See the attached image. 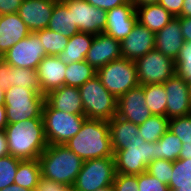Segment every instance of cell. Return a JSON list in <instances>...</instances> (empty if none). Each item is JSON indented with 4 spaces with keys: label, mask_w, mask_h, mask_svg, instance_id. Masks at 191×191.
<instances>
[{
    "label": "cell",
    "mask_w": 191,
    "mask_h": 191,
    "mask_svg": "<svg viewBox=\"0 0 191 191\" xmlns=\"http://www.w3.org/2000/svg\"><path fill=\"white\" fill-rule=\"evenodd\" d=\"M4 131L9 155L21 160L38 159L48 146L42 118L8 124Z\"/></svg>",
    "instance_id": "obj_1"
},
{
    "label": "cell",
    "mask_w": 191,
    "mask_h": 191,
    "mask_svg": "<svg viewBox=\"0 0 191 191\" xmlns=\"http://www.w3.org/2000/svg\"><path fill=\"white\" fill-rule=\"evenodd\" d=\"M65 145L83 161L114 157L108 121L86 119Z\"/></svg>",
    "instance_id": "obj_2"
},
{
    "label": "cell",
    "mask_w": 191,
    "mask_h": 191,
    "mask_svg": "<svg viewBox=\"0 0 191 191\" xmlns=\"http://www.w3.org/2000/svg\"><path fill=\"white\" fill-rule=\"evenodd\" d=\"M41 176L72 187L81 171L83 160L65 144L48 145L38 158Z\"/></svg>",
    "instance_id": "obj_3"
},
{
    "label": "cell",
    "mask_w": 191,
    "mask_h": 191,
    "mask_svg": "<svg viewBox=\"0 0 191 191\" xmlns=\"http://www.w3.org/2000/svg\"><path fill=\"white\" fill-rule=\"evenodd\" d=\"M87 119L109 121L117 115V98L95 76L78 87Z\"/></svg>",
    "instance_id": "obj_4"
},
{
    "label": "cell",
    "mask_w": 191,
    "mask_h": 191,
    "mask_svg": "<svg viewBox=\"0 0 191 191\" xmlns=\"http://www.w3.org/2000/svg\"><path fill=\"white\" fill-rule=\"evenodd\" d=\"M8 124L26 119L42 118L45 95L38 91L12 86L5 92Z\"/></svg>",
    "instance_id": "obj_5"
},
{
    "label": "cell",
    "mask_w": 191,
    "mask_h": 191,
    "mask_svg": "<svg viewBox=\"0 0 191 191\" xmlns=\"http://www.w3.org/2000/svg\"><path fill=\"white\" fill-rule=\"evenodd\" d=\"M42 119L48 145H60L78 133L87 117L53 109L45 101Z\"/></svg>",
    "instance_id": "obj_6"
},
{
    "label": "cell",
    "mask_w": 191,
    "mask_h": 191,
    "mask_svg": "<svg viewBox=\"0 0 191 191\" xmlns=\"http://www.w3.org/2000/svg\"><path fill=\"white\" fill-rule=\"evenodd\" d=\"M116 173L139 175L146 172L151 161L157 159L156 142H147L139 135L123 150H113Z\"/></svg>",
    "instance_id": "obj_7"
},
{
    "label": "cell",
    "mask_w": 191,
    "mask_h": 191,
    "mask_svg": "<svg viewBox=\"0 0 191 191\" xmlns=\"http://www.w3.org/2000/svg\"><path fill=\"white\" fill-rule=\"evenodd\" d=\"M96 76L117 99L139 85L135 61L123 57L98 69Z\"/></svg>",
    "instance_id": "obj_8"
},
{
    "label": "cell",
    "mask_w": 191,
    "mask_h": 191,
    "mask_svg": "<svg viewBox=\"0 0 191 191\" xmlns=\"http://www.w3.org/2000/svg\"><path fill=\"white\" fill-rule=\"evenodd\" d=\"M116 176L114 157L96 158L83 161L72 188L75 191H95L112 185Z\"/></svg>",
    "instance_id": "obj_9"
},
{
    "label": "cell",
    "mask_w": 191,
    "mask_h": 191,
    "mask_svg": "<svg viewBox=\"0 0 191 191\" xmlns=\"http://www.w3.org/2000/svg\"><path fill=\"white\" fill-rule=\"evenodd\" d=\"M139 85L161 84L175 72V61L156 49L135 61Z\"/></svg>",
    "instance_id": "obj_10"
},
{
    "label": "cell",
    "mask_w": 191,
    "mask_h": 191,
    "mask_svg": "<svg viewBox=\"0 0 191 191\" xmlns=\"http://www.w3.org/2000/svg\"><path fill=\"white\" fill-rule=\"evenodd\" d=\"M47 56L39 36L31 32L25 39L11 47L3 57L10 66L36 70Z\"/></svg>",
    "instance_id": "obj_11"
},
{
    "label": "cell",
    "mask_w": 191,
    "mask_h": 191,
    "mask_svg": "<svg viewBox=\"0 0 191 191\" xmlns=\"http://www.w3.org/2000/svg\"><path fill=\"white\" fill-rule=\"evenodd\" d=\"M72 12V18L80 32L99 34L106 26L107 11L96 8L86 0H61Z\"/></svg>",
    "instance_id": "obj_12"
},
{
    "label": "cell",
    "mask_w": 191,
    "mask_h": 191,
    "mask_svg": "<svg viewBox=\"0 0 191 191\" xmlns=\"http://www.w3.org/2000/svg\"><path fill=\"white\" fill-rule=\"evenodd\" d=\"M164 84L166 90L165 116L168 119L186 116L191 111L189 85L176 73Z\"/></svg>",
    "instance_id": "obj_13"
},
{
    "label": "cell",
    "mask_w": 191,
    "mask_h": 191,
    "mask_svg": "<svg viewBox=\"0 0 191 191\" xmlns=\"http://www.w3.org/2000/svg\"><path fill=\"white\" fill-rule=\"evenodd\" d=\"M117 116L133 122L137 126L144 123L153 114L146 105L142 85L131 88L117 100Z\"/></svg>",
    "instance_id": "obj_14"
},
{
    "label": "cell",
    "mask_w": 191,
    "mask_h": 191,
    "mask_svg": "<svg viewBox=\"0 0 191 191\" xmlns=\"http://www.w3.org/2000/svg\"><path fill=\"white\" fill-rule=\"evenodd\" d=\"M106 26L103 33L121 43L132 31L137 22L136 6L128 1L126 4L107 11Z\"/></svg>",
    "instance_id": "obj_15"
},
{
    "label": "cell",
    "mask_w": 191,
    "mask_h": 191,
    "mask_svg": "<svg viewBox=\"0 0 191 191\" xmlns=\"http://www.w3.org/2000/svg\"><path fill=\"white\" fill-rule=\"evenodd\" d=\"M119 58H122L121 43L105 33H99L94 35L85 61L97 71Z\"/></svg>",
    "instance_id": "obj_16"
},
{
    "label": "cell",
    "mask_w": 191,
    "mask_h": 191,
    "mask_svg": "<svg viewBox=\"0 0 191 191\" xmlns=\"http://www.w3.org/2000/svg\"><path fill=\"white\" fill-rule=\"evenodd\" d=\"M57 0H23L17 14L31 32L48 27Z\"/></svg>",
    "instance_id": "obj_17"
},
{
    "label": "cell",
    "mask_w": 191,
    "mask_h": 191,
    "mask_svg": "<svg viewBox=\"0 0 191 191\" xmlns=\"http://www.w3.org/2000/svg\"><path fill=\"white\" fill-rule=\"evenodd\" d=\"M153 49H155V33L138 21L131 33L121 41L122 57L131 61H136Z\"/></svg>",
    "instance_id": "obj_18"
},
{
    "label": "cell",
    "mask_w": 191,
    "mask_h": 191,
    "mask_svg": "<svg viewBox=\"0 0 191 191\" xmlns=\"http://www.w3.org/2000/svg\"><path fill=\"white\" fill-rule=\"evenodd\" d=\"M66 64L58 56H45L39 63L36 72L41 92L49 91L65 85Z\"/></svg>",
    "instance_id": "obj_19"
},
{
    "label": "cell",
    "mask_w": 191,
    "mask_h": 191,
    "mask_svg": "<svg viewBox=\"0 0 191 191\" xmlns=\"http://www.w3.org/2000/svg\"><path fill=\"white\" fill-rule=\"evenodd\" d=\"M30 33L17 13L0 15V57Z\"/></svg>",
    "instance_id": "obj_20"
},
{
    "label": "cell",
    "mask_w": 191,
    "mask_h": 191,
    "mask_svg": "<svg viewBox=\"0 0 191 191\" xmlns=\"http://www.w3.org/2000/svg\"><path fill=\"white\" fill-rule=\"evenodd\" d=\"M45 101L56 110L74 115H85L78 87L61 86L49 91Z\"/></svg>",
    "instance_id": "obj_21"
},
{
    "label": "cell",
    "mask_w": 191,
    "mask_h": 191,
    "mask_svg": "<svg viewBox=\"0 0 191 191\" xmlns=\"http://www.w3.org/2000/svg\"><path fill=\"white\" fill-rule=\"evenodd\" d=\"M183 42L180 17H175L162 30L155 33V49L174 61L178 57Z\"/></svg>",
    "instance_id": "obj_22"
},
{
    "label": "cell",
    "mask_w": 191,
    "mask_h": 191,
    "mask_svg": "<svg viewBox=\"0 0 191 191\" xmlns=\"http://www.w3.org/2000/svg\"><path fill=\"white\" fill-rule=\"evenodd\" d=\"M137 21L156 33L175 17L160 4H145L136 7Z\"/></svg>",
    "instance_id": "obj_23"
},
{
    "label": "cell",
    "mask_w": 191,
    "mask_h": 191,
    "mask_svg": "<svg viewBox=\"0 0 191 191\" xmlns=\"http://www.w3.org/2000/svg\"><path fill=\"white\" fill-rule=\"evenodd\" d=\"M111 136V144L113 150H123L127 148V144L135 141L139 134L136 124L126 121L117 115L108 121Z\"/></svg>",
    "instance_id": "obj_24"
},
{
    "label": "cell",
    "mask_w": 191,
    "mask_h": 191,
    "mask_svg": "<svg viewBox=\"0 0 191 191\" xmlns=\"http://www.w3.org/2000/svg\"><path fill=\"white\" fill-rule=\"evenodd\" d=\"M94 34L79 32L73 34L68 41L64 51L58 57L66 65L73 62L84 61L91 47Z\"/></svg>",
    "instance_id": "obj_25"
},
{
    "label": "cell",
    "mask_w": 191,
    "mask_h": 191,
    "mask_svg": "<svg viewBox=\"0 0 191 191\" xmlns=\"http://www.w3.org/2000/svg\"><path fill=\"white\" fill-rule=\"evenodd\" d=\"M47 28L69 38L80 32L73 22L72 12L68 11V7L61 0L56 1Z\"/></svg>",
    "instance_id": "obj_26"
},
{
    "label": "cell",
    "mask_w": 191,
    "mask_h": 191,
    "mask_svg": "<svg viewBox=\"0 0 191 191\" xmlns=\"http://www.w3.org/2000/svg\"><path fill=\"white\" fill-rule=\"evenodd\" d=\"M41 177V167L38 159L22 160L18 165L14 183L34 191Z\"/></svg>",
    "instance_id": "obj_27"
},
{
    "label": "cell",
    "mask_w": 191,
    "mask_h": 191,
    "mask_svg": "<svg viewBox=\"0 0 191 191\" xmlns=\"http://www.w3.org/2000/svg\"><path fill=\"white\" fill-rule=\"evenodd\" d=\"M96 75L97 71L85 60L73 62L66 66L65 86L80 87Z\"/></svg>",
    "instance_id": "obj_28"
},
{
    "label": "cell",
    "mask_w": 191,
    "mask_h": 191,
    "mask_svg": "<svg viewBox=\"0 0 191 191\" xmlns=\"http://www.w3.org/2000/svg\"><path fill=\"white\" fill-rule=\"evenodd\" d=\"M182 142L169 129L156 141L157 159L176 161L179 159Z\"/></svg>",
    "instance_id": "obj_29"
},
{
    "label": "cell",
    "mask_w": 191,
    "mask_h": 191,
    "mask_svg": "<svg viewBox=\"0 0 191 191\" xmlns=\"http://www.w3.org/2000/svg\"><path fill=\"white\" fill-rule=\"evenodd\" d=\"M168 128L169 119L166 116L152 115L138 126V135L147 142H156Z\"/></svg>",
    "instance_id": "obj_30"
},
{
    "label": "cell",
    "mask_w": 191,
    "mask_h": 191,
    "mask_svg": "<svg viewBox=\"0 0 191 191\" xmlns=\"http://www.w3.org/2000/svg\"><path fill=\"white\" fill-rule=\"evenodd\" d=\"M146 105L153 115L165 116L166 109V90L164 84L142 85Z\"/></svg>",
    "instance_id": "obj_31"
},
{
    "label": "cell",
    "mask_w": 191,
    "mask_h": 191,
    "mask_svg": "<svg viewBox=\"0 0 191 191\" xmlns=\"http://www.w3.org/2000/svg\"><path fill=\"white\" fill-rule=\"evenodd\" d=\"M35 33L39 36L46 54L51 56H58L63 52L69 41V37L48 28Z\"/></svg>",
    "instance_id": "obj_32"
},
{
    "label": "cell",
    "mask_w": 191,
    "mask_h": 191,
    "mask_svg": "<svg viewBox=\"0 0 191 191\" xmlns=\"http://www.w3.org/2000/svg\"><path fill=\"white\" fill-rule=\"evenodd\" d=\"M12 86H22L23 88L42 93L36 70L29 68L13 67V73L11 75V87Z\"/></svg>",
    "instance_id": "obj_33"
},
{
    "label": "cell",
    "mask_w": 191,
    "mask_h": 191,
    "mask_svg": "<svg viewBox=\"0 0 191 191\" xmlns=\"http://www.w3.org/2000/svg\"><path fill=\"white\" fill-rule=\"evenodd\" d=\"M22 160L12 155L0 157V190L14 183L18 165Z\"/></svg>",
    "instance_id": "obj_34"
},
{
    "label": "cell",
    "mask_w": 191,
    "mask_h": 191,
    "mask_svg": "<svg viewBox=\"0 0 191 191\" xmlns=\"http://www.w3.org/2000/svg\"><path fill=\"white\" fill-rule=\"evenodd\" d=\"M175 72L187 83L191 82V41L183 42V46L175 60Z\"/></svg>",
    "instance_id": "obj_35"
},
{
    "label": "cell",
    "mask_w": 191,
    "mask_h": 191,
    "mask_svg": "<svg viewBox=\"0 0 191 191\" xmlns=\"http://www.w3.org/2000/svg\"><path fill=\"white\" fill-rule=\"evenodd\" d=\"M191 184V158L177 159L173 162L172 175L168 185Z\"/></svg>",
    "instance_id": "obj_36"
},
{
    "label": "cell",
    "mask_w": 191,
    "mask_h": 191,
    "mask_svg": "<svg viewBox=\"0 0 191 191\" xmlns=\"http://www.w3.org/2000/svg\"><path fill=\"white\" fill-rule=\"evenodd\" d=\"M170 131L179 137L182 143H191V116H181L169 119Z\"/></svg>",
    "instance_id": "obj_37"
},
{
    "label": "cell",
    "mask_w": 191,
    "mask_h": 191,
    "mask_svg": "<svg viewBox=\"0 0 191 191\" xmlns=\"http://www.w3.org/2000/svg\"><path fill=\"white\" fill-rule=\"evenodd\" d=\"M173 162L165 159H156L151 161L147 166V172L162 181L164 184L168 185L170 182V177L172 175Z\"/></svg>",
    "instance_id": "obj_38"
},
{
    "label": "cell",
    "mask_w": 191,
    "mask_h": 191,
    "mask_svg": "<svg viewBox=\"0 0 191 191\" xmlns=\"http://www.w3.org/2000/svg\"><path fill=\"white\" fill-rule=\"evenodd\" d=\"M138 189L139 191H169L168 185L151 176L147 171L138 175Z\"/></svg>",
    "instance_id": "obj_39"
},
{
    "label": "cell",
    "mask_w": 191,
    "mask_h": 191,
    "mask_svg": "<svg viewBox=\"0 0 191 191\" xmlns=\"http://www.w3.org/2000/svg\"><path fill=\"white\" fill-rule=\"evenodd\" d=\"M114 191H139L138 175L116 173L113 182Z\"/></svg>",
    "instance_id": "obj_40"
},
{
    "label": "cell",
    "mask_w": 191,
    "mask_h": 191,
    "mask_svg": "<svg viewBox=\"0 0 191 191\" xmlns=\"http://www.w3.org/2000/svg\"><path fill=\"white\" fill-rule=\"evenodd\" d=\"M13 67L0 57V88L6 92L11 87Z\"/></svg>",
    "instance_id": "obj_41"
},
{
    "label": "cell",
    "mask_w": 191,
    "mask_h": 191,
    "mask_svg": "<svg viewBox=\"0 0 191 191\" xmlns=\"http://www.w3.org/2000/svg\"><path fill=\"white\" fill-rule=\"evenodd\" d=\"M65 188L66 186L41 176L34 191H63Z\"/></svg>",
    "instance_id": "obj_42"
},
{
    "label": "cell",
    "mask_w": 191,
    "mask_h": 191,
    "mask_svg": "<svg viewBox=\"0 0 191 191\" xmlns=\"http://www.w3.org/2000/svg\"><path fill=\"white\" fill-rule=\"evenodd\" d=\"M86 1L96 8L109 11L114 7L126 4L129 0H86Z\"/></svg>",
    "instance_id": "obj_43"
},
{
    "label": "cell",
    "mask_w": 191,
    "mask_h": 191,
    "mask_svg": "<svg viewBox=\"0 0 191 191\" xmlns=\"http://www.w3.org/2000/svg\"><path fill=\"white\" fill-rule=\"evenodd\" d=\"M184 0H159L158 4L164 7L174 17H177L182 10Z\"/></svg>",
    "instance_id": "obj_44"
},
{
    "label": "cell",
    "mask_w": 191,
    "mask_h": 191,
    "mask_svg": "<svg viewBox=\"0 0 191 191\" xmlns=\"http://www.w3.org/2000/svg\"><path fill=\"white\" fill-rule=\"evenodd\" d=\"M23 0H0V15L17 13Z\"/></svg>",
    "instance_id": "obj_45"
},
{
    "label": "cell",
    "mask_w": 191,
    "mask_h": 191,
    "mask_svg": "<svg viewBox=\"0 0 191 191\" xmlns=\"http://www.w3.org/2000/svg\"><path fill=\"white\" fill-rule=\"evenodd\" d=\"M180 25L184 41H191V17H180Z\"/></svg>",
    "instance_id": "obj_46"
},
{
    "label": "cell",
    "mask_w": 191,
    "mask_h": 191,
    "mask_svg": "<svg viewBox=\"0 0 191 191\" xmlns=\"http://www.w3.org/2000/svg\"><path fill=\"white\" fill-rule=\"evenodd\" d=\"M9 155L7 137L4 130H0V157Z\"/></svg>",
    "instance_id": "obj_47"
},
{
    "label": "cell",
    "mask_w": 191,
    "mask_h": 191,
    "mask_svg": "<svg viewBox=\"0 0 191 191\" xmlns=\"http://www.w3.org/2000/svg\"><path fill=\"white\" fill-rule=\"evenodd\" d=\"M179 159L191 158V143H182Z\"/></svg>",
    "instance_id": "obj_48"
},
{
    "label": "cell",
    "mask_w": 191,
    "mask_h": 191,
    "mask_svg": "<svg viewBox=\"0 0 191 191\" xmlns=\"http://www.w3.org/2000/svg\"><path fill=\"white\" fill-rule=\"evenodd\" d=\"M177 17H191V0H184L181 13Z\"/></svg>",
    "instance_id": "obj_49"
},
{
    "label": "cell",
    "mask_w": 191,
    "mask_h": 191,
    "mask_svg": "<svg viewBox=\"0 0 191 191\" xmlns=\"http://www.w3.org/2000/svg\"><path fill=\"white\" fill-rule=\"evenodd\" d=\"M7 125L6 108L4 105H0V130H4Z\"/></svg>",
    "instance_id": "obj_50"
},
{
    "label": "cell",
    "mask_w": 191,
    "mask_h": 191,
    "mask_svg": "<svg viewBox=\"0 0 191 191\" xmlns=\"http://www.w3.org/2000/svg\"><path fill=\"white\" fill-rule=\"evenodd\" d=\"M169 191H191V184L187 185H168Z\"/></svg>",
    "instance_id": "obj_51"
},
{
    "label": "cell",
    "mask_w": 191,
    "mask_h": 191,
    "mask_svg": "<svg viewBox=\"0 0 191 191\" xmlns=\"http://www.w3.org/2000/svg\"><path fill=\"white\" fill-rule=\"evenodd\" d=\"M0 191H32V190L21 187L15 183H13L12 185H9L8 187L3 188Z\"/></svg>",
    "instance_id": "obj_52"
},
{
    "label": "cell",
    "mask_w": 191,
    "mask_h": 191,
    "mask_svg": "<svg viewBox=\"0 0 191 191\" xmlns=\"http://www.w3.org/2000/svg\"><path fill=\"white\" fill-rule=\"evenodd\" d=\"M132 4H134L136 7L137 6H142L145 4H155L158 3L159 0H129Z\"/></svg>",
    "instance_id": "obj_53"
},
{
    "label": "cell",
    "mask_w": 191,
    "mask_h": 191,
    "mask_svg": "<svg viewBox=\"0 0 191 191\" xmlns=\"http://www.w3.org/2000/svg\"><path fill=\"white\" fill-rule=\"evenodd\" d=\"M5 92L3 91L2 88H0V105H4L5 104Z\"/></svg>",
    "instance_id": "obj_54"
},
{
    "label": "cell",
    "mask_w": 191,
    "mask_h": 191,
    "mask_svg": "<svg viewBox=\"0 0 191 191\" xmlns=\"http://www.w3.org/2000/svg\"><path fill=\"white\" fill-rule=\"evenodd\" d=\"M95 191H114V187H113V185H109V186H105L100 189H97Z\"/></svg>",
    "instance_id": "obj_55"
},
{
    "label": "cell",
    "mask_w": 191,
    "mask_h": 191,
    "mask_svg": "<svg viewBox=\"0 0 191 191\" xmlns=\"http://www.w3.org/2000/svg\"><path fill=\"white\" fill-rule=\"evenodd\" d=\"M63 191H75L72 187H66Z\"/></svg>",
    "instance_id": "obj_56"
},
{
    "label": "cell",
    "mask_w": 191,
    "mask_h": 191,
    "mask_svg": "<svg viewBox=\"0 0 191 191\" xmlns=\"http://www.w3.org/2000/svg\"><path fill=\"white\" fill-rule=\"evenodd\" d=\"M188 85H189V92H190V98H191V82L188 83Z\"/></svg>",
    "instance_id": "obj_57"
}]
</instances>
